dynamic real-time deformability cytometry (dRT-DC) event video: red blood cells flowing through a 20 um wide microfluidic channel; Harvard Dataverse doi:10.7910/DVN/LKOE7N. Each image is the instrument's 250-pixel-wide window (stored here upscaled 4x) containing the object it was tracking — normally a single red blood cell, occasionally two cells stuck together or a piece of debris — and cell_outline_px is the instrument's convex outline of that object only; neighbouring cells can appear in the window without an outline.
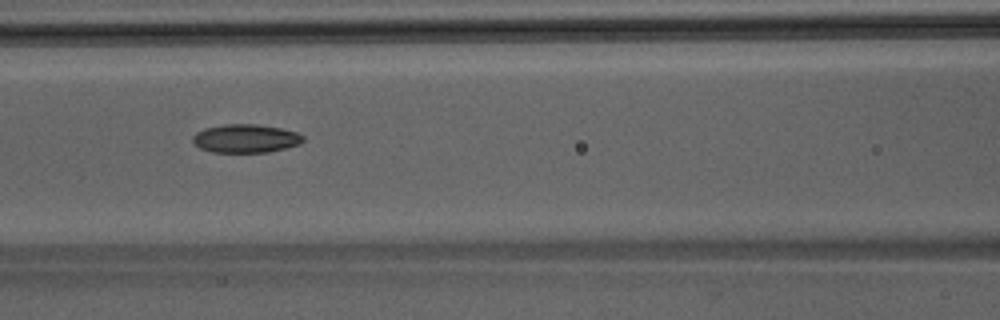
{"species": "Egyptian fruit bat (a non-hibernating species)", "species_latin": "Rousettus aegyptiacus", "temperature_condition": "room temperature", "stored_images_in_passage": 36, "camera_frame_rate_fps": 3000, "um_per_image_px": 0.085, "animal": {"sex": "male"}, "frame": {"image": 1, "passage_image": 10, "time_ms": 3.0, "image_size_px": [1000, 320], "cell_outline_px": [[304, 140], [300, 144], [288, 148], [268, 152], [212, 152], [200, 148], [192, 140], [192, 136], [196, 132], [204, 128], [224, 124], [256, 124], [280, 128], [296, 132], [304, 136]], "centroid_in_image_um": [20.89, 11.77], "position_along_channel_um": 145.7, "area_um2": 18.38}}
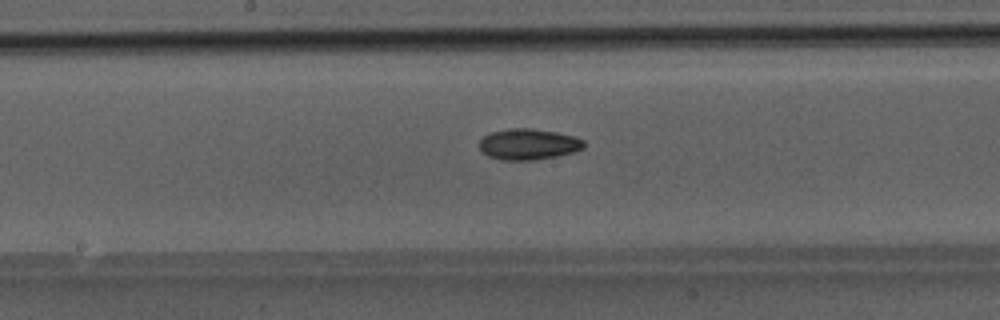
{"frame": {"image": 2, "passage_image": 14, "time_ms": 4.333, "image_size_px": [1000, 320], "cell_outline_px": [[584, 148], [572, 152], [556, 156], [532, 160], [504, 160], [488, 156], [480, 152], [480, 140], [484, 136], [492, 132], [512, 128], [532, 128], [556, 132], [576, 136], [584, 140]], "centroid_in_image_um": [44.92, 12.25], "position_along_channel_um": 203.3, "area_um2": 18.84}}
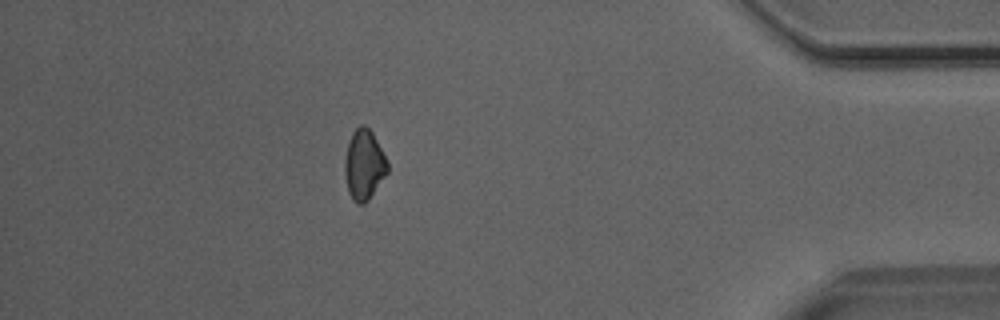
{"frame": {"image": 3, "passage_image": 31, "time_ms": 10.0, "image_size_px": [1000, 320], "cell_outline_px": [[388, 172], [368, 200], [364, 204], [356, 204], [352, 200], [348, 192], [344, 168], [344, 160], [348, 144], [352, 132], [360, 124], [364, 124], [372, 132], [388, 164]], "centroid_in_image_um": [30.92, 14.02], "position_along_channel_um": 404.3, "area_um2": 17.34}}